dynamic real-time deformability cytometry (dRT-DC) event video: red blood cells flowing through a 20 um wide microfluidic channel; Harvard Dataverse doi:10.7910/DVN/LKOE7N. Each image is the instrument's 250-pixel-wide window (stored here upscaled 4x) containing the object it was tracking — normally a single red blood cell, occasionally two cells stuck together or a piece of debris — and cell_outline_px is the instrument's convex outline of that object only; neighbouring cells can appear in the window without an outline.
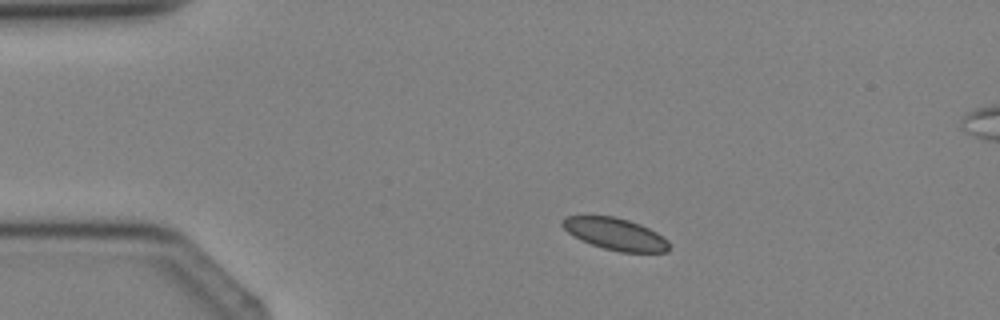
{"species": "Egyptian fruit bat (a non-hibernating species)", "species_latin": "Rousettus aegyptiacus", "temperature_condition": "cold", "stored_images_in_passage": 3, "camera_frame_rate_fps": 3000, "um_per_image_px": 0.085, "animal": {"sex": "female"}, "frame": {"image": 1, "passage_image": 1, "time_ms": 0.0, "image_size_px": [1000, 320], "cell_outline_px": [[668, 252], [620, 252], [604, 248], [592, 244], [568, 232], [560, 224], [560, 220], [564, 216], [616, 216], [640, 224], [664, 236], [668, 240]], "centroid_in_image_um": [52.31, 19.87], "position_along_channel_um": 32.7, "area_um2": 19.71}}